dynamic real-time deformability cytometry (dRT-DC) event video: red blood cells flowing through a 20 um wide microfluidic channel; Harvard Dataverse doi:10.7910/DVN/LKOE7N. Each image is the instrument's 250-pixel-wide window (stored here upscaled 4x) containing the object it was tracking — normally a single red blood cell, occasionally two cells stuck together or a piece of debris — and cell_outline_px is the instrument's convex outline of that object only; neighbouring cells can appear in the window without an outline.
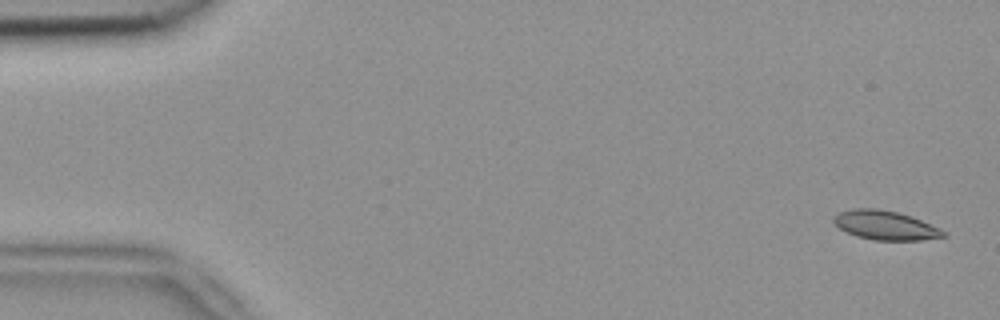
{"species": "common noctule bat (a hibernating species)", "species_latin": "Nyctalus noctula", "temperature_condition": "room temperature", "stored_images_in_passage": 6, "camera_frame_rate_fps": 3000, "um_per_image_px": 0.085, "animal": {"sex": "female", "body_mass_g": 18.4}, "frame": {"image": 1, "passage_image": 1, "time_ms": 0.0, "image_size_px": [1000, 320], "cell_outline_px": [[948, 236], [920, 240], [872, 240], [856, 236], [840, 228], [832, 220], [840, 212], [852, 208], [876, 208], [896, 212], [912, 216], [940, 228], [948, 232]], "centroid_in_image_um": [75.3, 19.15], "position_along_channel_um": 9.7, "area_um2": 18.61}}
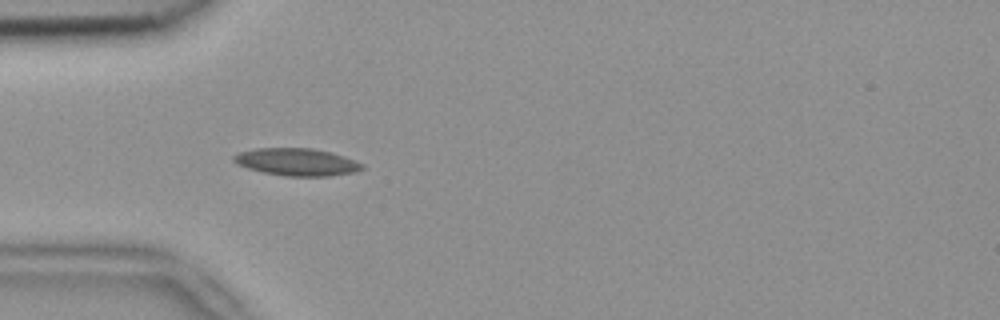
{"frame": {"image": 2, "passage_image": 5, "time_ms": 1.333, "image_size_px": [1000, 320], "cell_outline_px": [[364, 168], [352, 172], [328, 176], [288, 176], [264, 172], [248, 168], [236, 164], [232, 160], [232, 156], [240, 152], [256, 148], [312, 148], [332, 152], [344, 156], [364, 164]], "centroid_in_image_um": [25.21, 13.76], "position_along_channel_um": 59.8, "area_um2": 20.4}}